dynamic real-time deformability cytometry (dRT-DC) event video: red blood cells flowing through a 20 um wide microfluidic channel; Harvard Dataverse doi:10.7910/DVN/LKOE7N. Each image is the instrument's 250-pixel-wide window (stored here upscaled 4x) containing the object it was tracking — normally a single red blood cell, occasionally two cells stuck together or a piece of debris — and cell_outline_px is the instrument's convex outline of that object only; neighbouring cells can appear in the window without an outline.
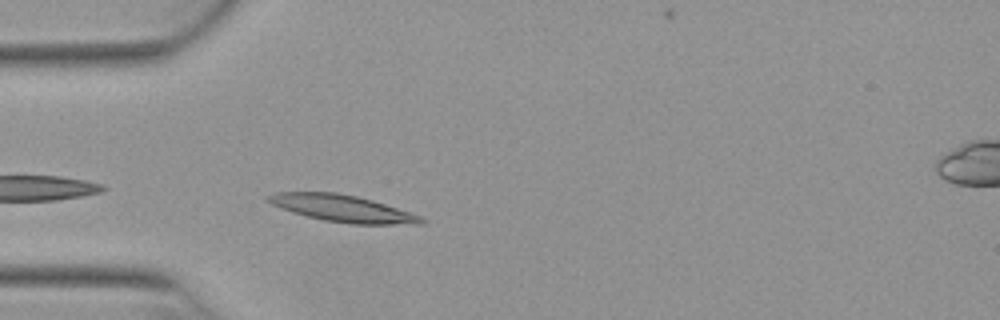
{"species": "Egyptian fruit bat (a non-hibernating species)", "species_latin": "Rousettus aegyptiacus", "temperature_condition": "warm", "stored_images_in_passage": 18, "camera_frame_rate_fps": 3000, "um_per_image_px": 0.085, "animal": {"sex": "female"}, "frame": {"image": 1, "passage_image": 2, "time_ms": 0.333, "image_size_px": [1000, 320], "cell_outline_px": [[428, 220], [424, 224], [352, 224], [324, 220], [292, 212], [280, 208], [264, 200], [264, 196], [276, 192], [336, 192], [356, 196], [372, 200], [420, 216]], "centroid_in_image_um": [29.07, 17.71], "position_along_channel_um": 55.9, "area_um2": 23.87}}
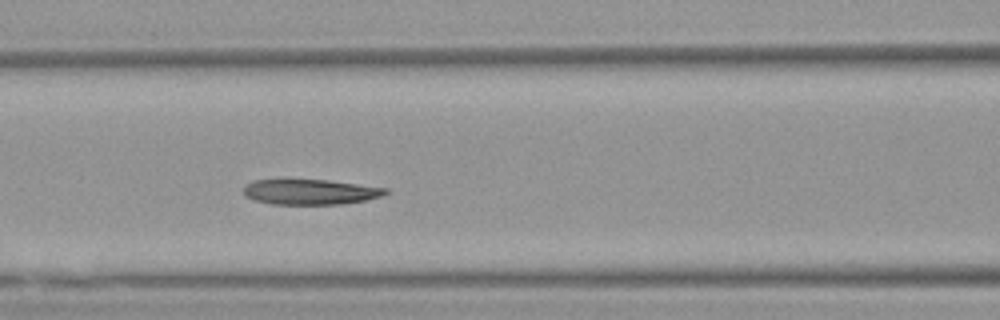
{"frame": {"image": 2, "passage_image": 9, "time_ms": 2.667, "image_size_px": [1000, 320], "cell_outline_px": [[388, 192], [380, 196], [364, 200], [344, 204], [272, 204], [256, 200], [244, 196], [244, 184], [252, 180], [284, 176], [288, 176], [328, 180], [388, 188]], "centroid_in_image_um": [26.25, 16.25], "position_along_channel_um": 140.3, "area_um2": 21.96}}
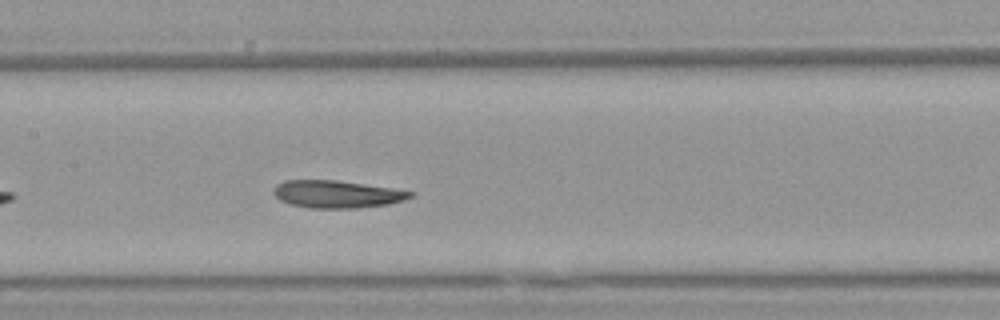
{"frame": {"image": 3, "passage_image": 12, "time_ms": 3.667, "image_size_px": [1000, 320], "cell_outline_px": [[416, 192], [412, 196], [404, 200], [388, 204], [356, 208], [308, 208], [292, 204], [280, 200], [272, 192], [276, 184], [284, 180], [336, 180], [392, 188]], "centroid_in_image_um": [28.63, 16.5], "position_along_channel_um": 178.8, "area_um2": 21.85}}